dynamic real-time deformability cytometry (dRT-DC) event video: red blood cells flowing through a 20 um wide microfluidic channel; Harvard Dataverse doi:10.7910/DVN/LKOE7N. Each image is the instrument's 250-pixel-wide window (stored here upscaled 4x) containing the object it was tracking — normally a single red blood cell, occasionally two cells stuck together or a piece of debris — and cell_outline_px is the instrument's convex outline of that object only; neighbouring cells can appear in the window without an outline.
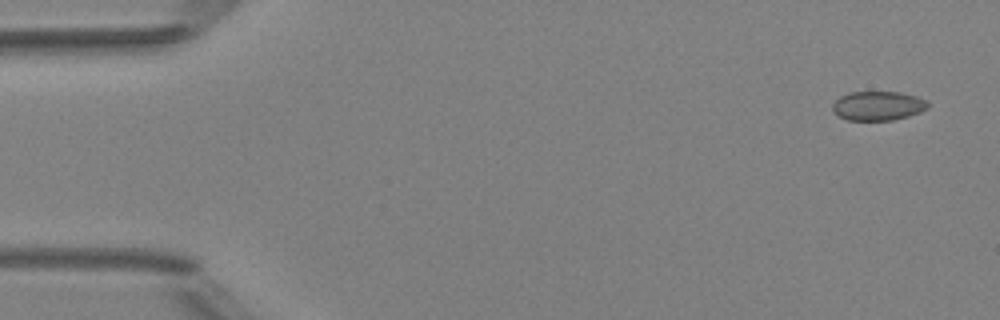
{"species": "Egyptian fruit bat (a non-hibernating species)", "species_latin": "Rousettus aegyptiacus", "temperature_condition": "room temperature", "stored_images_in_passage": 5, "camera_frame_rate_fps": 3000, "um_per_image_px": 0.085, "animal": {"sex": "female"}, "frame": {"image": 1, "passage_image": 1, "time_ms": 0.0, "image_size_px": [1000, 320], "cell_outline_px": [[928, 108], [920, 112], [908, 116], [892, 120], [848, 120], [832, 112], [832, 104], [840, 96], [848, 92], [900, 92], [916, 96], [928, 100]], "centroid_in_image_um": [74.63, 8.99], "position_along_channel_um": 10.4, "area_um2": 16.3}}